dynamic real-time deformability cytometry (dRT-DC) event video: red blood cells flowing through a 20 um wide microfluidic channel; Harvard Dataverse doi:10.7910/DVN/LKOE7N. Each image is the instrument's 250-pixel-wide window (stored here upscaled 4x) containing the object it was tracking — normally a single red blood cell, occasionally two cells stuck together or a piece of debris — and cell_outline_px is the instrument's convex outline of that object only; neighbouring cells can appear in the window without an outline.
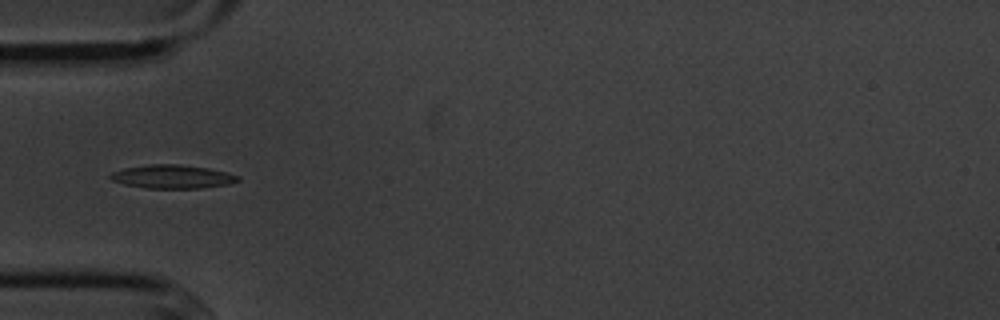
{"species": "common noctule bat (a hibernating species)", "species_latin": "Nyctalus noctula", "temperature_condition": "cold", "stored_images_in_passage": 7, "camera_frame_rate_fps": 3000, "um_per_image_px": 0.085, "animal": {"sex": "male", "body_mass_g": 20.1, "forearm_length_mm": 53.5}, "frame": {"image": 1, "passage_image": 5, "time_ms": 4.667, "image_size_px": [1000, 320], "cell_outline_px": [[240, 180], [228, 184], [200, 188], [148, 188], [124, 184], [112, 180], [108, 176], [112, 172], [124, 168], [148, 164], [180, 164], [208, 168], [240, 176]], "centroid_in_image_um": [14.63, 15.01], "position_along_channel_um": 70.4, "area_um2": 17.4}}
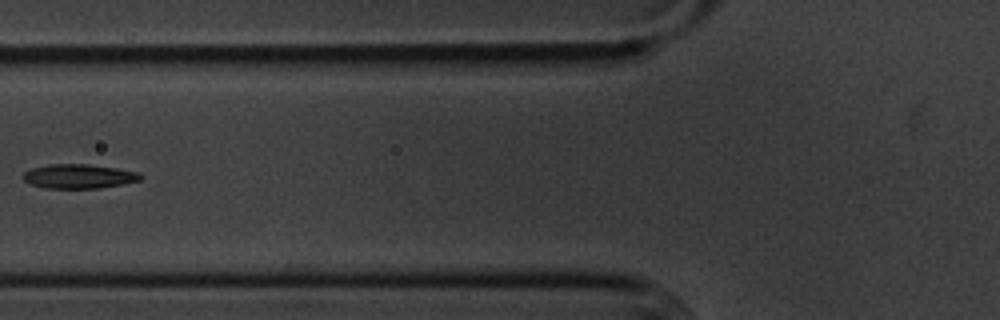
{"frame": {"image": 2, "passage_image": 6, "time_ms": 6.0, "image_size_px": [1000, 320], "cell_outline_px": [[140, 180], [124, 184], [100, 188], [44, 188], [32, 184], [24, 180], [20, 176], [24, 172], [32, 168], [48, 164], [88, 164], [116, 168], [136, 172], [140, 176]], "centroid_in_image_um": [6.65, 14.98], "position_along_channel_um": 119.2, "area_um2": 16.53}}
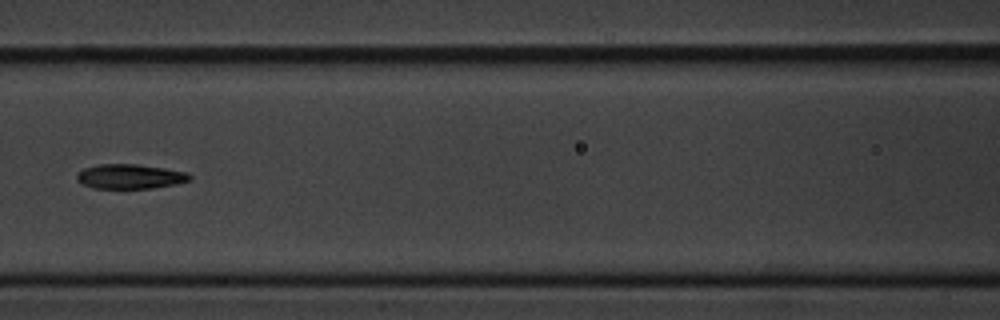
{"frame": {"image": 3, "passage_image": 7, "time_ms": 7.0, "image_size_px": [1000, 320], "cell_outline_px": [[192, 180], [176, 184], [152, 188], [92, 188], [76, 180], [76, 176], [84, 168], [100, 164], [136, 164], [164, 168], [188, 172], [192, 176]], "centroid_in_image_um": [11.09, 15.0], "position_along_channel_um": 155.5, "area_um2": 16.18}}